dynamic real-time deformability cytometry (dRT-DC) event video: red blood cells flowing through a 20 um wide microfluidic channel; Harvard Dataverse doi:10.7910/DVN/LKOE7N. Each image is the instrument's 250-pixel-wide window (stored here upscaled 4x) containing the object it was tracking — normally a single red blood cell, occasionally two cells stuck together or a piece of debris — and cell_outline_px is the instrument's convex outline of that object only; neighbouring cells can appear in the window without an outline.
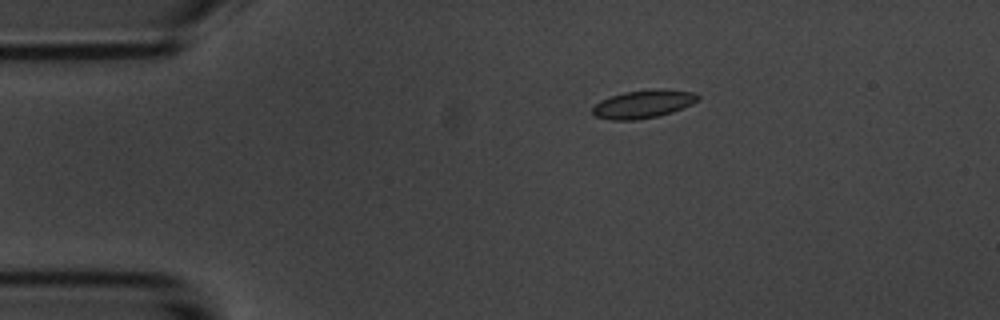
{"species": "common noctule bat (a hibernating species)", "species_latin": "Nyctalus noctula", "temperature_condition": "room temperature", "stored_images_in_passage": 2, "camera_frame_rate_fps": 3000, "um_per_image_px": 0.085, "animal": {"sex": "male", "body_mass_g": 20.1, "forearm_length_mm": 53.5}, "frame": {"image": 1, "passage_image": 1, "time_ms": 0.0, "image_size_px": [1000, 320], "cell_outline_px": [[700, 96], [692, 104], [672, 112], [656, 116], [636, 120], [612, 120], [596, 116], [592, 112], [592, 108], [600, 100], [624, 92], [696, 92]], "centroid_in_image_um": [54.6, 8.9], "position_along_channel_um": 30.4, "area_um2": 16.13}}